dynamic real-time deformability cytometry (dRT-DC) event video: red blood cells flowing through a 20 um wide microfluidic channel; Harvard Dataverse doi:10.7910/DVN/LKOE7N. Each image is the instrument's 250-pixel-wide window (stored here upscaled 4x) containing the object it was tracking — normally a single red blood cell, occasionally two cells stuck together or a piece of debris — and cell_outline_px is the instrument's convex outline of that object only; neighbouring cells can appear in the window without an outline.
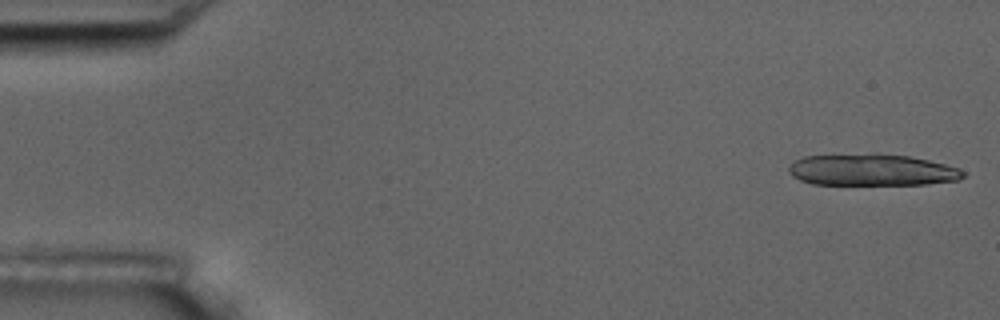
{"species": "common noctule bat (a hibernating species)", "species_latin": "Nyctalus noctula", "temperature_condition": "room temperature", "stored_images_in_passage": 14, "camera_frame_rate_fps": 3000, "um_per_image_px": 0.085, "animal": {"sex": "male", "body_mass_g": 17.5, "forearm_length_mm": 52.3}, "frame": {"image": 1, "passage_image": 1, "time_ms": 0.0, "image_size_px": [1000, 320], "cell_outline_px": [[964, 176], [960, 180], [928, 184], [812, 184], [800, 180], [792, 176], [788, 172], [788, 168], [796, 160], [804, 156], [908, 156], [928, 160], [944, 164], [956, 168], [964, 172]], "centroid_in_image_um": [74.12, 14.49], "position_along_channel_um": 10.9, "area_um2": 30.92}}